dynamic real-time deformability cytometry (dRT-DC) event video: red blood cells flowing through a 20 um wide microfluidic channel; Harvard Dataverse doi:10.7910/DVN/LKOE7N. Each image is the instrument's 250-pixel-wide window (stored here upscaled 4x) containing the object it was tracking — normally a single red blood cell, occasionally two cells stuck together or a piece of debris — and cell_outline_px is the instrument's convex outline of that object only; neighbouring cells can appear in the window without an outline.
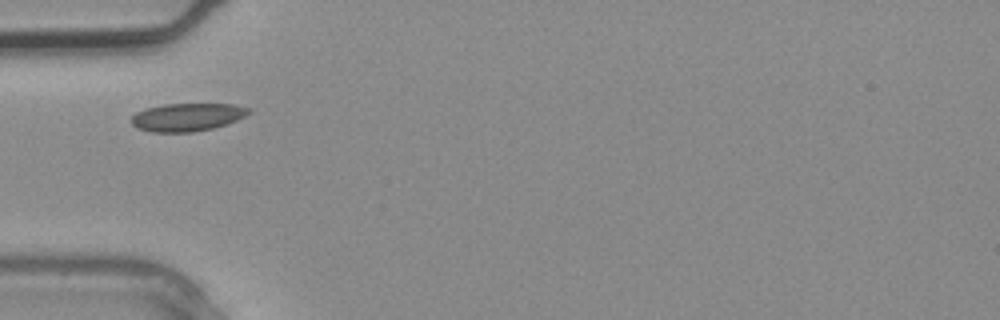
{"species": "common noctule bat (a hibernating species)", "species_latin": "Nyctalus noctula", "temperature_condition": "warm", "stored_images_in_passage": 3, "camera_frame_rate_fps": 3000, "um_per_image_px": 0.085, "animal": {"sex": "male", "body_mass_g": 20.4}, "frame": {"image": 1, "passage_image": 3, "time_ms": 0.667, "image_size_px": [1000, 320], "cell_outline_px": [[252, 112], [228, 124], [212, 128], [192, 132], [152, 132], [140, 128], [132, 124], [128, 120], [136, 112], [148, 108], [164, 104], [232, 104], [252, 108]], "centroid_in_image_um": [15.93, 9.95], "position_along_channel_um": 69.1, "area_um2": 19.13}}